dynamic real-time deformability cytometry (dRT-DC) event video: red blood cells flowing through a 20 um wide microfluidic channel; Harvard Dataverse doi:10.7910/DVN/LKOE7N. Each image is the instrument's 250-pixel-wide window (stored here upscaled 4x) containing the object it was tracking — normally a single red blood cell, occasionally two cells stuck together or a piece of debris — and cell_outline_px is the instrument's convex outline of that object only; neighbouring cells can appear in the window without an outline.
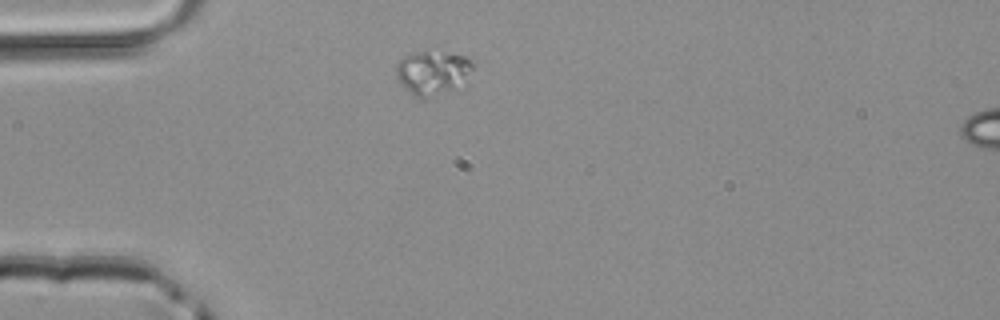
{"species": "common noctule bat (a hibernating species)", "species_latin": "Nyctalus noctula", "temperature_condition": "room temperature", "stored_images_in_passage": 37, "camera_frame_rate_fps": 3000, "um_per_image_px": 0.085, "animal": {"sex": "male", "body_mass_g": 20.4}, "frame": {"image": 1, "passage_image": 1, "time_ms": 0.0, "image_size_px": [1000, 320], "cell_outline_px": [[472, 68], [452, 88], [420, 96], [416, 96], [400, 84], [396, 76], [396, 64], [404, 56], [416, 52], [444, 52], [464, 56], [472, 60]], "centroid_in_image_um": [36.68, 6.09], "position_along_channel_um": 48.3, "area_um2": 18.21}}
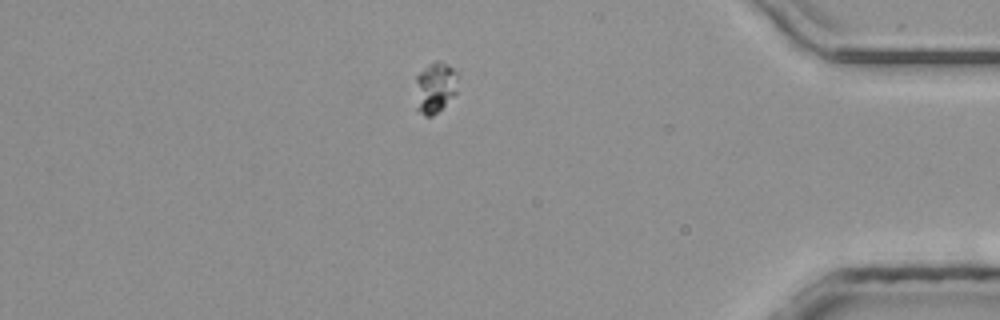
{"frame": {"image": 2, "passage_image": 30, "time_ms": 9.667, "image_size_px": [1000, 320], "cell_outline_px": [[456, 92], [432, 116], [424, 116], [416, 108], [416, 76], [428, 64], [436, 60], [440, 60], [448, 64], [456, 72]], "centroid_in_image_um": [36.95, 7.4], "position_along_channel_um": 398.3, "area_um2": 12.31}}
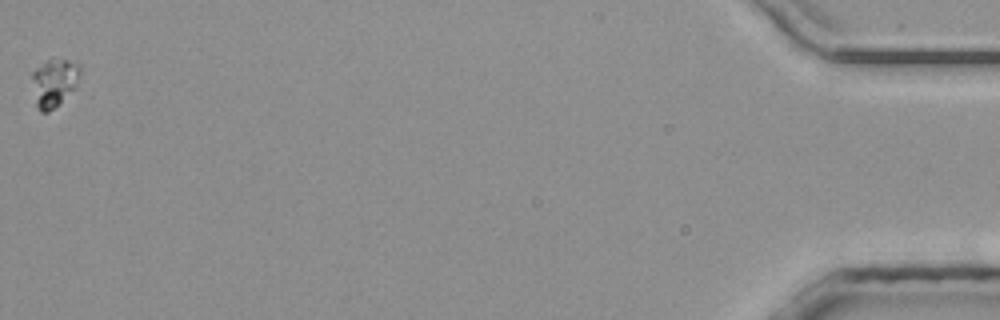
{"frame": {"image": 3, "passage_image": 37, "time_ms": 12.0, "image_size_px": [1000, 320], "cell_outline_px": [[80, 76], [76, 84], [48, 112], [40, 112], [36, 104], [32, 76], [32, 72], [44, 60], [68, 60], [80, 64]], "centroid_in_image_um": [4.58, 6.97], "position_along_channel_um": 430.6, "area_um2": 12.83}}